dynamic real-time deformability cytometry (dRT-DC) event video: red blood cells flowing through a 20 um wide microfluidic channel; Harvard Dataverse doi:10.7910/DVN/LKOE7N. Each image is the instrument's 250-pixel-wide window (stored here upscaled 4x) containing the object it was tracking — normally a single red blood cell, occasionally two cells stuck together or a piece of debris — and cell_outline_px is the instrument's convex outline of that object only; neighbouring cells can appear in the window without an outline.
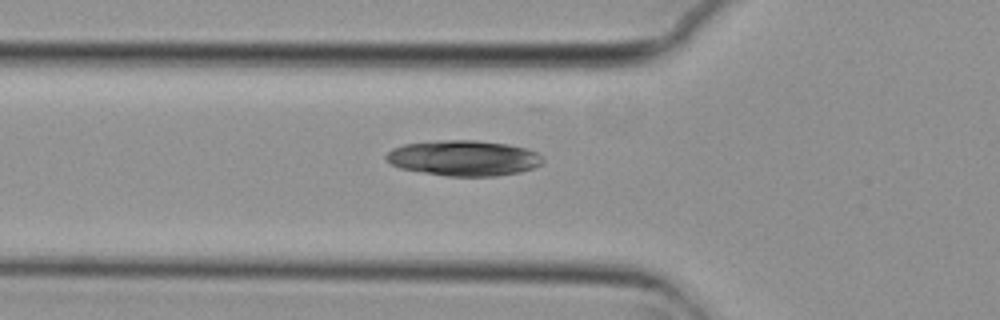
{"species": "common noctule bat (a hibernating species)", "species_latin": "Nyctalus noctula", "temperature_condition": "cold", "stored_images_in_passage": 4, "camera_frame_rate_fps": 3000, "um_per_image_px": 0.085, "animal": {"sex": "female", "body_mass_g": 29.2, "forearm_length_mm": 56.3}, "frame": {"image": 1, "passage_image": 2, "time_ms": 0.333, "image_size_px": [1000, 320], "cell_outline_px": [[544, 160], [540, 164], [532, 168], [520, 172], [496, 176], [448, 176], [400, 168], [392, 164], [384, 156], [392, 148], [404, 144], [444, 140], [476, 140], [508, 144], [524, 148], [536, 152], [544, 156]], "centroid_in_image_um": [39.43, 13.43], "position_along_channel_um": 86.4, "area_um2": 32.25}}